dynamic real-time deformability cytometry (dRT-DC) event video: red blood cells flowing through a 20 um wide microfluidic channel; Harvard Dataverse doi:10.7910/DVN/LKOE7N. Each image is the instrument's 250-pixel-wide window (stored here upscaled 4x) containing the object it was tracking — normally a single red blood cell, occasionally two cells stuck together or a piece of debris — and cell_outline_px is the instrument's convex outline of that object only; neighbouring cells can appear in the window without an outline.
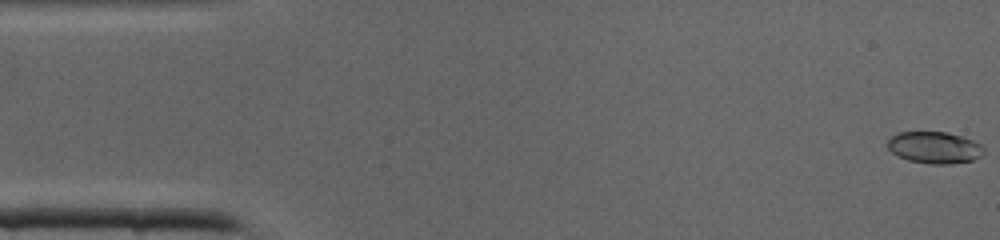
{"species": "common noctule bat (a hibernating species)", "species_latin": "Nyctalus noctula", "temperature_condition": "cold", "stored_images_in_passage": 42, "camera_frame_rate_fps": 3000, "um_per_image_px": 0.085, "animal": {"sex": "male", "body_mass_g": 19.0, "forearm_length_mm": 50.8}, "frame": {"image": 1, "passage_image": 1, "time_ms": 0.0, "image_size_px": [1000, 240], "cell_outline_px": [[984, 152], [980, 156], [972, 160], [948, 164], [928, 164], [908, 160], [892, 152], [888, 148], [888, 140], [892, 136], [900, 132], [948, 132], [972, 140], [980, 144], [984, 148]], "centroid_in_image_um": [79.43, 12.54], "position_along_channel_um": 5.6, "area_um2": 17.63}}
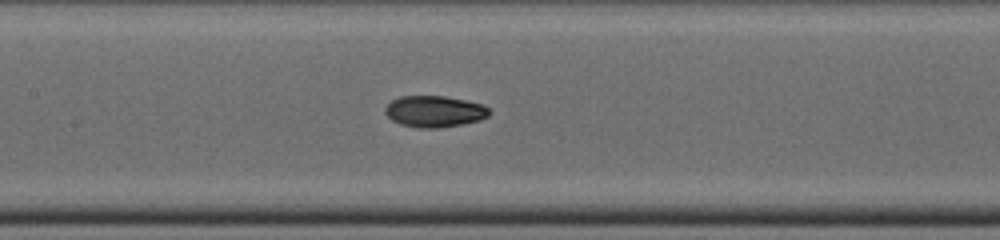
{"frame": {"image": 2, "passage_image": 19, "time_ms": 6.0, "image_size_px": [1000, 240], "cell_outline_px": [[492, 112], [488, 116], [480, 120], [460, 124], [436, 128], [420, 128], [400, 124], [392, 120], [384, 112], [384, 108], [392, 100], [400, 96], [444, 96], [484, 104]], "centroid_in_image_um": [36.93, 9.46], "position_along_channel_um": 170.5, "area_um2": 19.02}}
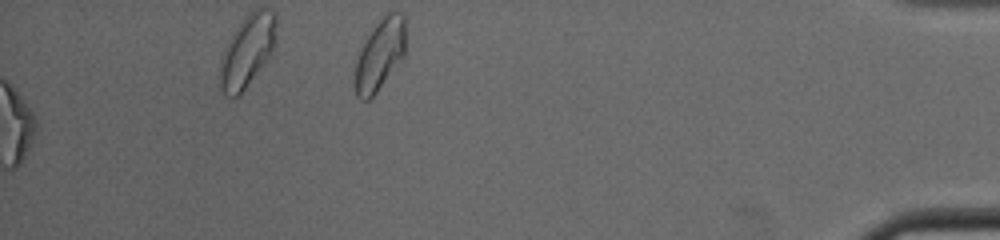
{"frame": {"image": 3, "passage_image": 42, "time_ms": 13.667, "image_size_px": [1000, 240], "cell_outline_px": [[404, 56], [376, 92], [368, 100], [360, 100], [356, 96], [352, 84], [356, 60], [368, 36], [376, 24], [388, 12], [404, 12]], "centroid_in_image_um": [32.25, 4.7], "position_along_channel_um": 403.0, "area_um2": 20.81}}